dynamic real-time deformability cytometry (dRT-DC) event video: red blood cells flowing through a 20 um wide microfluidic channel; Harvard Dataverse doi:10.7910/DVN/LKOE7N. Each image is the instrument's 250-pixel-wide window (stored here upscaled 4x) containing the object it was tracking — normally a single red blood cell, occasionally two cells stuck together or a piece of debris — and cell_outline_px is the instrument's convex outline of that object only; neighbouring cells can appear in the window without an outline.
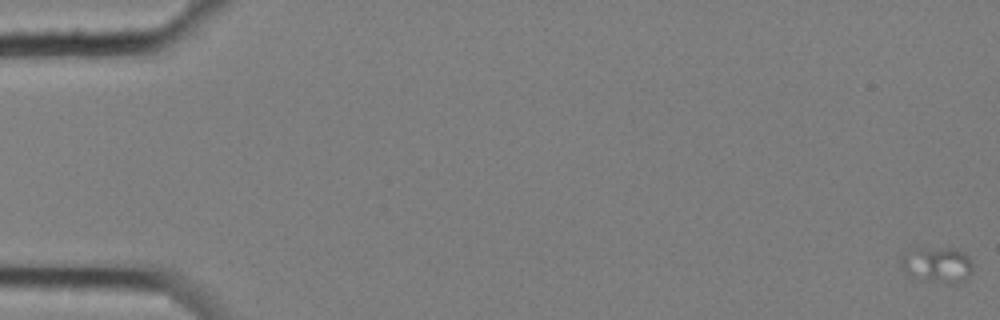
{"species": "common noctule bat (a hibernating species)", "species_latin": "Nyctalus noctula", "temperature_condition": "cold", "stored_images_in_passage": 6, "camera_frame_rate_fps": 3000, "um_per_image_px": 0.085, "animal": {"sex": "female", "body_mass_g": 25.1}, "frame": {"image": 1, "passage_image": 1, "time_ms": 0.0, "image_size_px": [1000, 320], "cell_outline_px": [[972, 272], [964, 280], [956, 284], [940, 284], [916, 280], [904, 272], [900, 264], [900, 256], [912, 248], [956, 248], [968, 256], [972, 264]], "centroid_in_image_um": [79.62, 22.54], "position_along_channel_um": 5.4, "area_um2": 15.61}}